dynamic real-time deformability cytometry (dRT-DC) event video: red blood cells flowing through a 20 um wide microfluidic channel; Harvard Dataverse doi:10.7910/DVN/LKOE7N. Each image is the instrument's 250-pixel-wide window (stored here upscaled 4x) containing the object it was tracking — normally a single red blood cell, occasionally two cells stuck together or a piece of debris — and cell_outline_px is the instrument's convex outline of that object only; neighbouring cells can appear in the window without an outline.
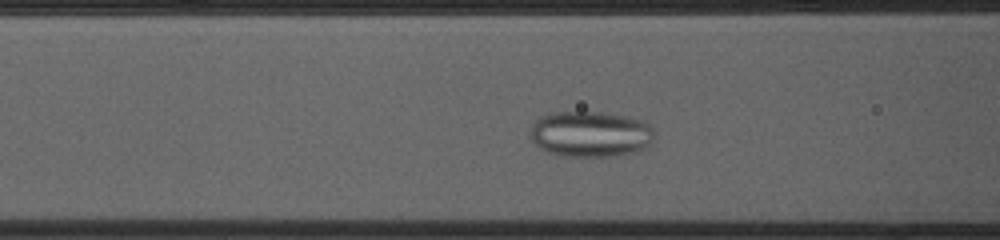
{"species": "common noctule bat (a hibernating species)", "species_latin": "Nyctalus noctula", "temperature_condition": "cold", "stored_images_in_passage": 47, "camera_frame_rate_fps": 3000, "um_per_image_px": 0.085, "animal": {"sex": "female", "body_mass_g": 23.0, "forearm_length_mm": 53.4}, "frame": {"image": 1, "passage_image": 14, "time_ms": 4.333, "image_size_px": [1000, 240], "cell_outline_px": [[652, 144], [640, 152], [616, 156], [564, 156], [548, 152], [540, 148], [528, 136], [528, 132], [532, 124], [540, 116], [548, 112], [600, 112], [628, 116], [644, 120], [652, 128]], "centroid_in_image_um": [50.18, 11.39], "position_along_channel_um": 116.4, "area_um2": 33.76}}
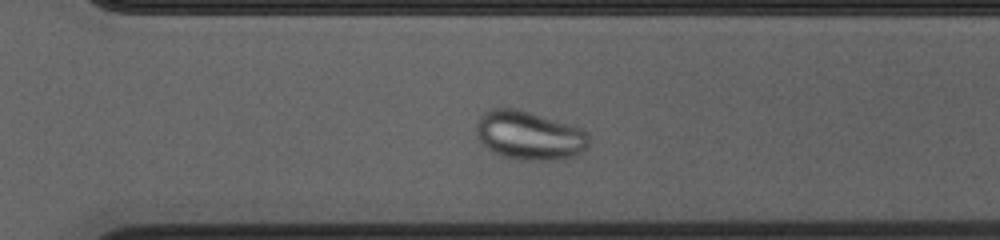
{"frame": {"image": 2, "passage_image": 31, "time_ms": 10.0, "image_size_px": [1000, 240], "cell_outline_px": [[588, 148], [580, 156], [564, 160], [520, 160], [504, 156], [492, 152], [476, 136], [476, 124], [480, 116], [488, 108], [516, 108], [568, 124], [580, 128], [588, 136]], "centroid_in_image_um": [45.0, 11.53], "position_along_channel_um": 325.6, "area_um2": 32.25}}
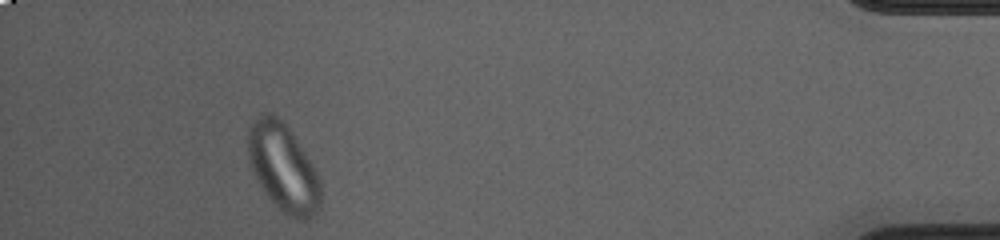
{"frame": {"image": 3, "passage_image": 43, "time_ms": 14.0, "image_size_px": [1000, 240], "cell_outline_px": [[320, 208], [308, 220], [296, 220], [288, 216], [268, 196], [260, 184], [252, 168], [248, 156], [248, 128], [252, 120], [260, 112], [272, 112], [284, 124], [296, 140], [312, 164], [320, 180]], "centroid_in_image_um": [24.06, 14.23], "position_along_channel_um": 411.1, "area_um2": 36.65}}